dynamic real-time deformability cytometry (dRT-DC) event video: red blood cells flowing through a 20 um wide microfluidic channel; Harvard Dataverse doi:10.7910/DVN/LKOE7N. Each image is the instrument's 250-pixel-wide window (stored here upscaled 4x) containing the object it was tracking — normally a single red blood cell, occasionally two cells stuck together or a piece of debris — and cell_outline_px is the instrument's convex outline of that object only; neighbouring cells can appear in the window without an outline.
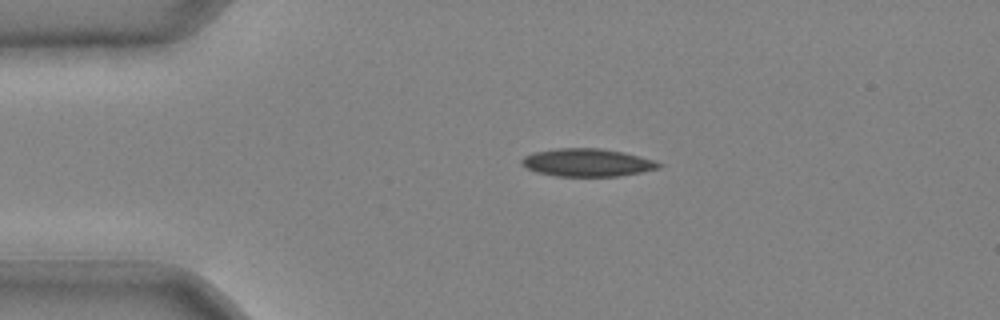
{"species": "common noctule bat (a hibernating species)", "species_latin": "Nyctalus noctula", "temperature_condition": "cold", "stored_images_in_passage": 34, "camera_frame_rate_fps": 3000, "um_per_image_px": 0.085, "animal": {"sex": "male", "body_mass_g": 20.4}, "frame": {"image": 1, "passage_image": 1, "time_ms": 0.0, "image_size_px": [1000, 320], "cell_outline_px": [[664, 164], [660, 168], [640, 172], [616, 176], [556, 176], [536, 172], [520, 164], [520, 160], [524, 156], [532, 152], [556, 148], [600, 148], [624, 152], [656, 160]], "centroid_in_image_um": [49.91, 13.81], "position_along_channel_um": 35.1, "area_um2": 22.43}}
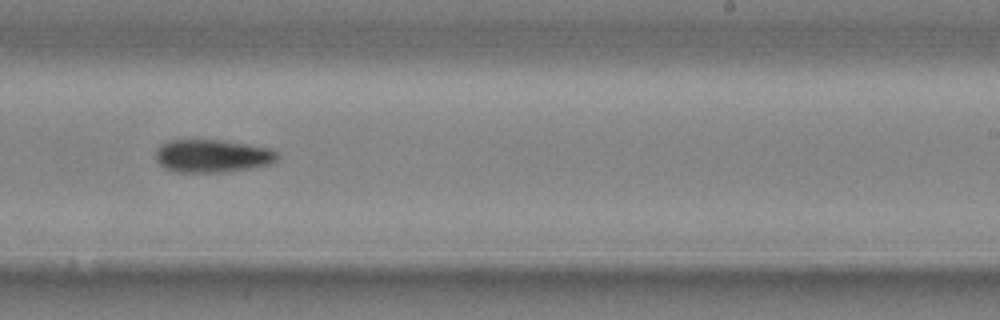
{"frame": {"image": 2, "passage_image": 19, "time_ms": 6.0, "image_size_px": [1000, 320], "cell_outline_px": [[280, 156], [272, 164], [224, 172], [176, 172], [164, 168], [156, 160], [156, 148], [160, 144], [168, 140], [220, 140], [268, 148], [276, 152]], "centroid_in_image_um": [18.01, 13.26], "position_along_channel_um": 271.0, "area_um2": 23.29}}
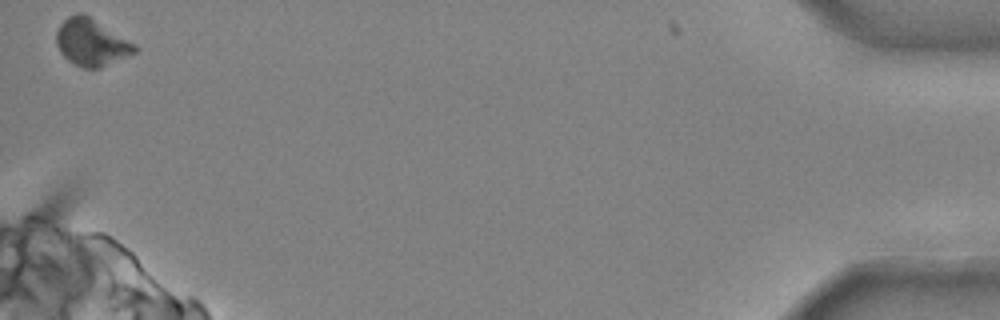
{"frame": {"image": 3, "passage_image": 34, "time_ms": 11.0, "image_size_px": [1000, 320], "cell_outline_px": [[140, 48], [136, 52], [100, 68], [84, 68], [68, 60], [60, 52], [56, 44], [56, 32], [60, 24], [68, 16], [80, 12], [88, 16], [136, 44]], "centroid_in_image_um": [7.76, 3.61], "position_along_channel_um": 427.4, "area_um2": 21.21}}